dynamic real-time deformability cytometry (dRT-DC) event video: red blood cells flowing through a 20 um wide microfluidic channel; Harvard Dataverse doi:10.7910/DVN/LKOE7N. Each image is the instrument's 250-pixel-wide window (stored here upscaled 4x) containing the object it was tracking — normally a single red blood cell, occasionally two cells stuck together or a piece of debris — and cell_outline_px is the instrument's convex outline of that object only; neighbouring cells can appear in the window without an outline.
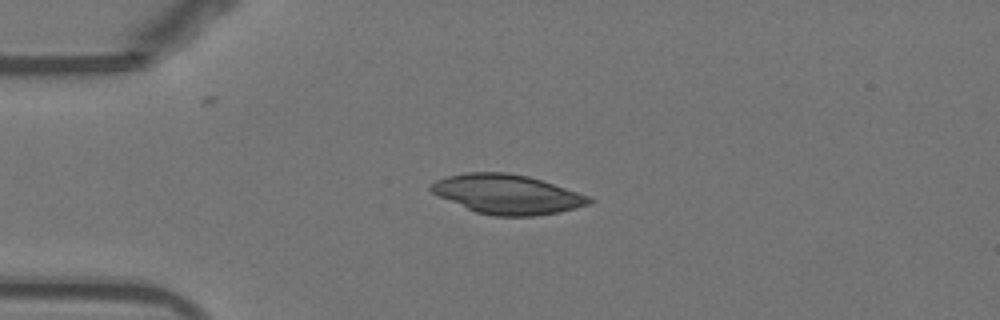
{"species": "Egyptian fruit bat (a non-hibernating species)", "species_latin": "Rousettus aegyptiacus", "temperature_condition": "warm", "stored_images_in_passage": 37, "camera_frame_rate_fps": 3000, "um_per_image_px": 0.085, "animal": {"sex": "female"}, "frame": {"image": 1, "passage_image": 2, "time_ms": 0.333, "image_size_px": [1000, 320], "cell_outline_px": [[596, 200], [588, 204], [576, 208], [560, 212], [536, 216], [496, 216], [476, 212], [440, 196], [432, 192], [428, 188], [428, 184], [436, 180], [448, 176], [468, 172], [508, 172], [528, 176], [592, 196]], "centroid_in_image_um": [43.16, 16.51], "position_along_channel_um": 41.8, "area_um2": 36.36}}